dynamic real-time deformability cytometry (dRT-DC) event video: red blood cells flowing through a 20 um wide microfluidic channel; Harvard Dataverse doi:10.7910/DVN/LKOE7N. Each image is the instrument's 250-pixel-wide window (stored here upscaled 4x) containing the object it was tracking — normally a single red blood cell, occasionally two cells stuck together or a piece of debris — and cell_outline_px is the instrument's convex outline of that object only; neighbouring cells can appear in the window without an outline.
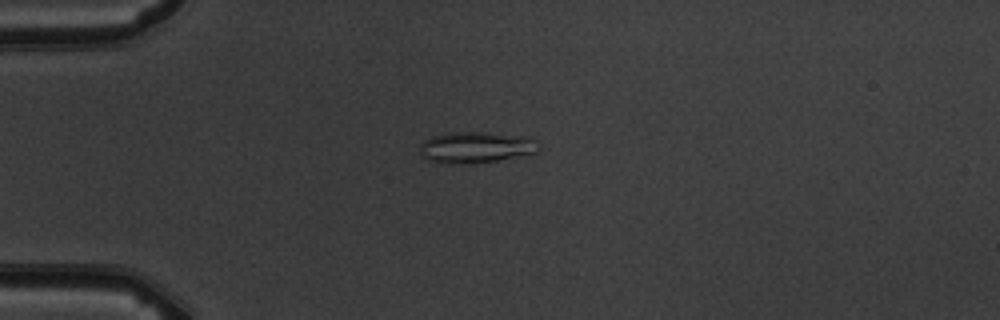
{"species": "common noctule bat (a hibernating species)", "species_latin": "Nyctalus noctula", "temperature_condition": "warm", "stored_images_in_passage": 8, "camera_frame_rate_fps": 3000, "um_per_image_px": 0.085, "animal": {"sex": "male", "body_mass_g": 19.5, "forearm_length_mm": 54.6}, "frame": {"image": 1, "passage_image": 4, "time_ms": 3.667, "image_size_px": [1000, 320], "cell_outline_px": [[540, 148], [536, 152], [496, 160], [472, 164], [448, 164], [428, 160], [420, 152], [420, 144], [424, 140], [432, 136], [448, 132], [488, 132], [536, 140]], "centroid_in_image_um": [40.37, 12.53], "position_along_channel_um": 44.6, "area_um2": 21.33}}
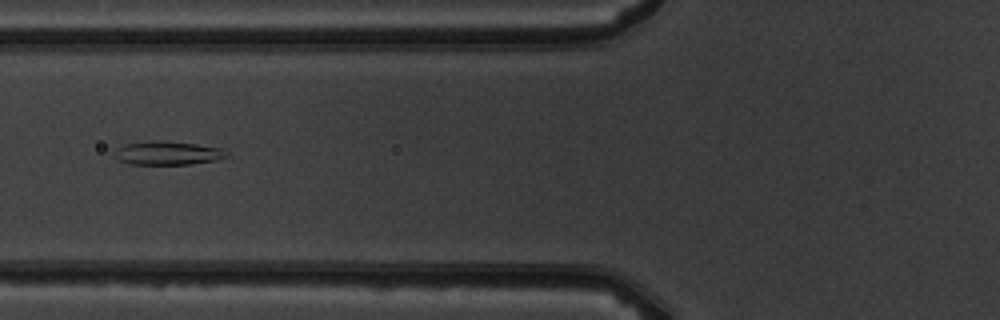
{"frame": {"image": 2, "passage_image": 6, "time_ms": 6.0, "image_size_px": [1000, 320], "cell_outline_px": [[228, 156], [216, 160], [192, 164], [132, 164], [120, 160], [116, 156], [116, 148], [124, 144], [152, 140], [196, 144], [224, 148]], "centroid_in_image_um": [14.29, 13.01], "position_along_channel_um": 111.5, "area_um2": 15.26}}